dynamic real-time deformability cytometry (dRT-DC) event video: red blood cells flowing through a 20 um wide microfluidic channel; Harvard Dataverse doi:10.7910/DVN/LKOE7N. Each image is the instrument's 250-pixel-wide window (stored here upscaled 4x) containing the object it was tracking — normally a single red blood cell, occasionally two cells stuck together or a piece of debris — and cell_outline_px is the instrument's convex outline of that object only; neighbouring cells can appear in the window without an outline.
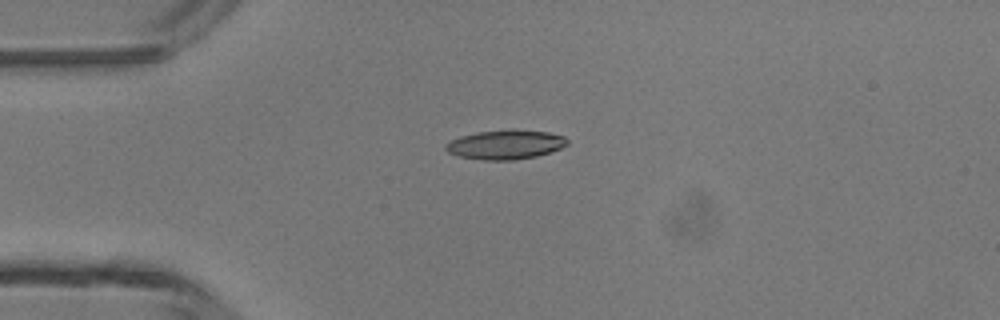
{"species": "common noctule bat (a hibernating species)", "species_latin": "Nyctalus noctula", "temperature_condition": "room temperature", "stored_images_in_passage": 36, "camera_frame_rate_fps": 3000, "um_per_image_px": 0.085, "animal": {"sex": "male", "body_mass_g": 13.3}, "frame": {"image": 1, "passage_image": 1, "time_ms": 0.0, "image_size_px": [1000, 320], "cell_outline_px": [[568, 144], [560, 148], [536, 156], [512, 160], [480, 160], [460, 156], [448, 152], [444, 148], [444, 144], [460, 136], [476, 132], [512, 128], [516, 128], [548, 132], [564, 136], [568, 140]], "centroid_in_image_um": [42.95, 12.27], "position_along_channel_um": 42.0, "area_um2": 20.98}}
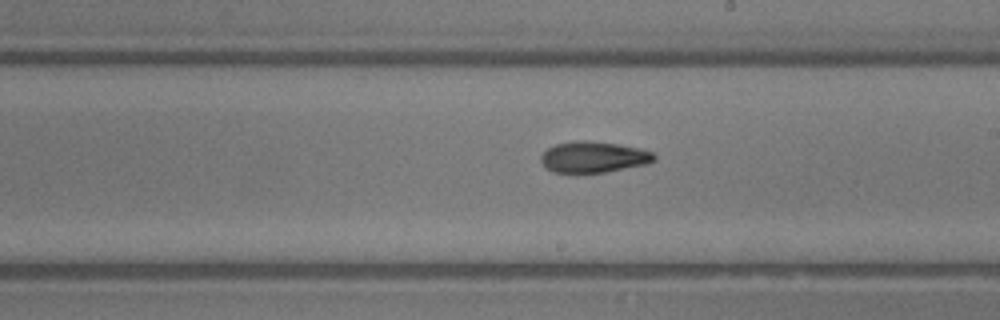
{"frame": {"image": 2, "passage_image": 16, "time_ms": 5.0, "image_size_px": [1000, 320], "cell_outline_px": [[656, 160], [648, 164], [604, 172], [552, 172], [544, 168], [540, 160], [540, 156], [548, 148], [556, 144], [572, 140], [588, 140], [620, 144], [640, 148], [652, 152], [656, 156]], "centroid_in_image_um": [50.45, 13.33], "position_along_channel_um": 238.6, "area_um2": 20.75}}
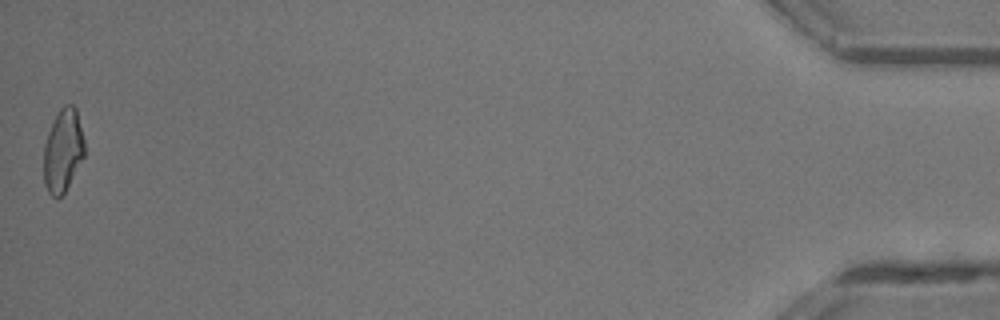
{"frame": {"image": 3, "passage_image": 36, "time_ms": 11.667, "image_size_px": [1000, 320], "cell_outline_px": [[84, 156], [64, 192], [56, 200], [48, 192], [44, 184], [44, 144], [48, 132], [60, 108], [64, 104], [72, 104], [76, 108], [84, 140]], "centroid_in_image_um": [5.34, 12.8], "position_along_channel_um": 429.9, "area_um2": 19.54}, "authors_computed_cell_mechanics": {"area_um2": 20.23, "velocity_mm_per_s": 4.4046, "shape_relaxation_time_tau1_ms": null, "shape_relaxation_time_tau2_ms": 4.5189, "deformation_change_tau1": null, "deformation_change_tau2": 0.1235}}